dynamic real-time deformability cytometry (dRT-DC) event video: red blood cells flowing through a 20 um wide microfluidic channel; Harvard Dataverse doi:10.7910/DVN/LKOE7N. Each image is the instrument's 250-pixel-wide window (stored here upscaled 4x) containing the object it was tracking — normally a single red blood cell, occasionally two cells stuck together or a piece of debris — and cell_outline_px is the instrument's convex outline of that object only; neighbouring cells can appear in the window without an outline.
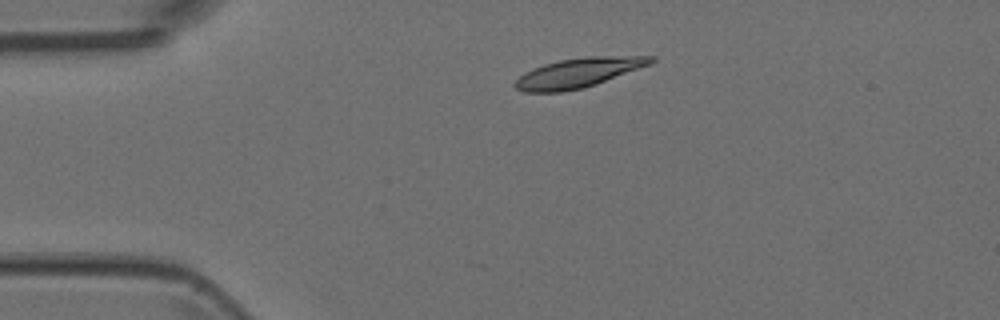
{"species": "Egyptian fruit bat (a non-hibernating species)", "species_latin": "Rousettus aegyptiacus", "temperature_condition": "room temperature", "stored_images_in_passage": 3, "camera_frame_rate_fps": 3000, "um_per_image_px": 0.085, "animal": {"sex": "female"}, "frame": {"image": 1, "passage_image": 2, "time_ms": 0.333, "image_size_px": [1000, 320], "cell_outline_px": [[656, 60], [652, 64], [596, 84], [584, 88], [564, 92], [524, 92], [516, 88], [512, 84], [524, 72], [544, 64], [560, 60], [588, 56], [656, 56]], "centroid_in_image_um": [49.18, 6.19], "position_along_channel_um": 35.8, "area_um2": 23.47}}